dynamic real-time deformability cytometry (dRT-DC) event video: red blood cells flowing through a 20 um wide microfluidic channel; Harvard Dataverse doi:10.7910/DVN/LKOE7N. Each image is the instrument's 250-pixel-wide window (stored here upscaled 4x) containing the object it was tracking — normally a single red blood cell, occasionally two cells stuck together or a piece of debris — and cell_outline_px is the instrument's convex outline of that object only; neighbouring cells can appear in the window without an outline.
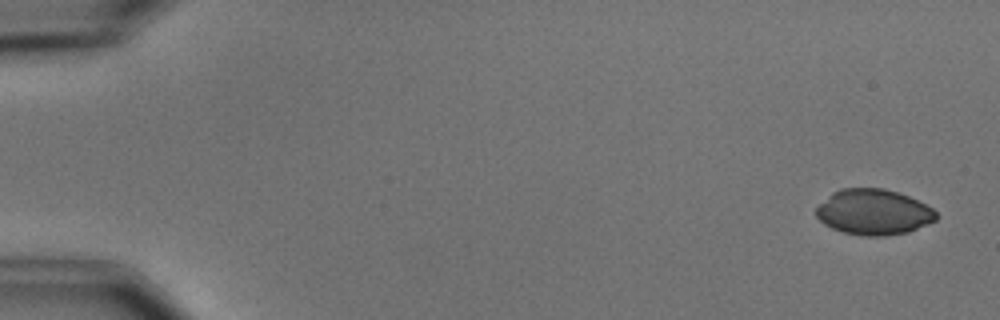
{"species": "common noctule bat (a hibernating species)", "species_latin": "Nyctalus noctula", "temperature_condition": "cold", "stored_images_in_passage": 5, "camera_frame_rate_fps": 3000, "um_per_image_px": 0.085, "animal": {"sex": "male", "body_mass_g": 15.6}, "frame": {"image": 1, "passage_image": 1, "time_ms": 0.0, "image_size_px": [1000, 320], "cell_outline_px": [[940, 216], [936, 220], [928, 224], [908, 232], [884, 236], [864, 236], [844, 232], [832, 228], [824, 224], [816, 216], [816, 208], [832, 192], [840, 188], [884, 188], [908, 196], [932, 208]], "centroid_in_image_um": [74.26, 18.03], "position_along_channel_um": 10.7, "area_um2": 31.85}}